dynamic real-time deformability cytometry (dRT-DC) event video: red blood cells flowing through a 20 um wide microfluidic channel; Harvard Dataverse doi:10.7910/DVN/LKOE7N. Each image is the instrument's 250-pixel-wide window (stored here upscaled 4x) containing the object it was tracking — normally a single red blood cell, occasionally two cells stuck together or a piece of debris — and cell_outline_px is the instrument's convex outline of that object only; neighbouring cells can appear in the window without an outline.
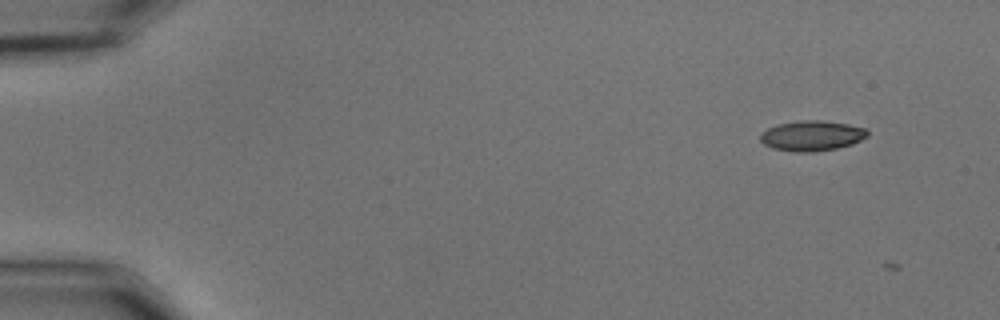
{"species": "common noctule bat (a hibernating species)", "species_latin": "Nyctalus noctula", "temperature_condition": "cold", "stored_images_in_passage": 6, "camera_frame_rate_fps": 3000, "um_per_image_px": 0.085, "animal": {"sex": "male", "body_mass_g": 15.6}, "frame": {"image": 1, "passage_image": 4, "time_ms": 1.0, "image_size_px": [1000, 320], "cell_outline_px": [[868, 136], [852, 144], [836, 148], [812, 152], [796, 152], [772, 148], [764, 144], [760, 140], [760, 132], [776, 124], [800, 120], [820, 120], [848, 124], [868, 128]], "centroid_in_image_um": [69.0, 11.53], "position_along_channel_um": 16.0, "area_um2": 19.02}}